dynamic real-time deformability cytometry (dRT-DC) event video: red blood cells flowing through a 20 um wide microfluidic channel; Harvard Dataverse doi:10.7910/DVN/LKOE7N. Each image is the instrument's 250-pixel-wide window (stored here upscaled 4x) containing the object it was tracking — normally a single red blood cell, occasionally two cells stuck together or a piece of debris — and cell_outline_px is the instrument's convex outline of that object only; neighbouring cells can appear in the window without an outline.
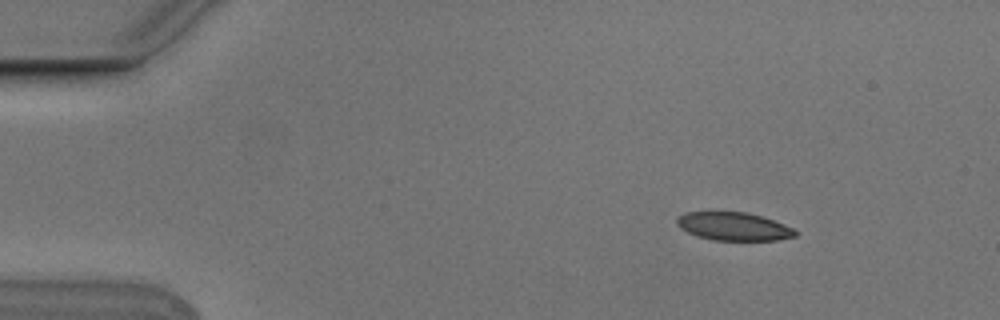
{"species": "Egyptian fruit bat (a non-hibernating species)", "species_latin": "Rousettus aegyptiacus", "temperature_condition": "cold", "stored_images_in_passage": 8, "camera_frame_rate_fps": 3000, "um_per_image_px": 0.085, "animal": {"sex": "male"}, "frame": {"image": 1, "passage_image": 1, "time_ms": 0.0, "image_size_px": [1000, 320], "cell_outline_px": [[796, 236], [776, 240], [712, 240], [696, 236], [680, 228], [676, 224], [676, 216], [684, 212], [748, 212], [784, 224], [792, 228], [796, 232]], "centroid_in_image_um": [62.3, 19.24], "position_along_channel_um": 22.7, "area_um2": 19.42}}
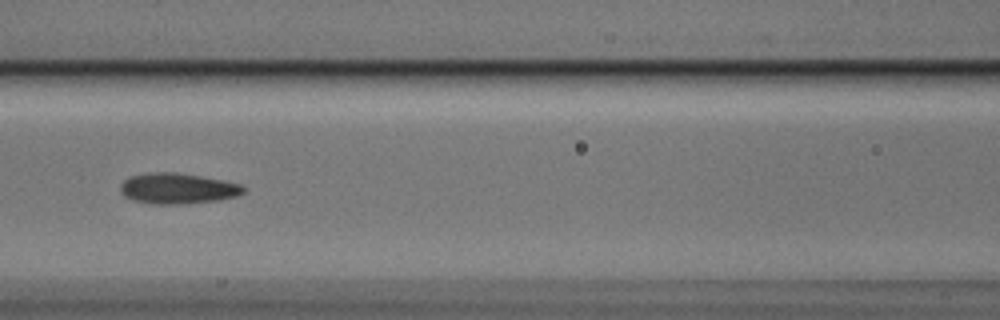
{"frame": {"image": 2, "passage_image": 6, "time_ms": 1.667, "image_size_px": [1000, 320], "cell_outline_px": [[244, 192], [236, 196], [220, 200], [188, 204], [148, 204], [132, 200], [124, 196], [120, 192], [120, 184], [124, 180], [132, 176], [148, 172], [176, 172], [224, 180], [240, 184], [244, 188]], "centroid_in_image_um": [15.07, 16.03], "position_along_channel_um": 151.5, "area_um2": 22.25}}
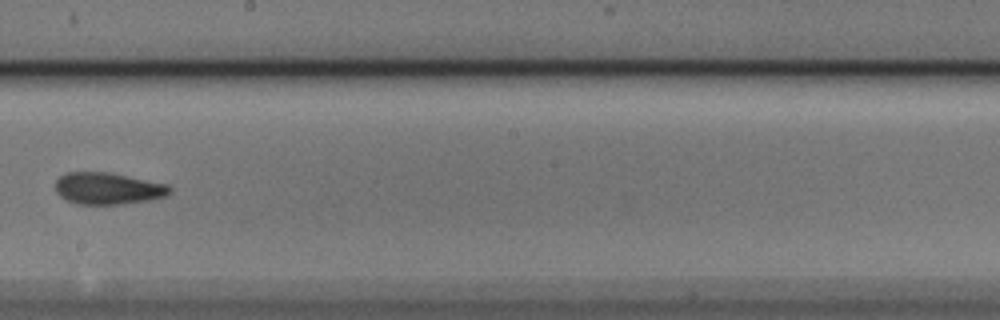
{"frame": {"image": 3, "passage_image": 8, "time_ms": 2.333, "image_size_px": [1000, 320], "cell_outline_px": [[172, 192], [168, 196], [152, 200], [120, 204], [76, 204], [60, 196], [56, 192], [56, 180], [64, 172], [108, 172], [168, 184], [172, 188]], "centroid_in_image_um": [9.21, 16.02], "position_along_channel_um": 239.0, "area_um2": 21.39}}